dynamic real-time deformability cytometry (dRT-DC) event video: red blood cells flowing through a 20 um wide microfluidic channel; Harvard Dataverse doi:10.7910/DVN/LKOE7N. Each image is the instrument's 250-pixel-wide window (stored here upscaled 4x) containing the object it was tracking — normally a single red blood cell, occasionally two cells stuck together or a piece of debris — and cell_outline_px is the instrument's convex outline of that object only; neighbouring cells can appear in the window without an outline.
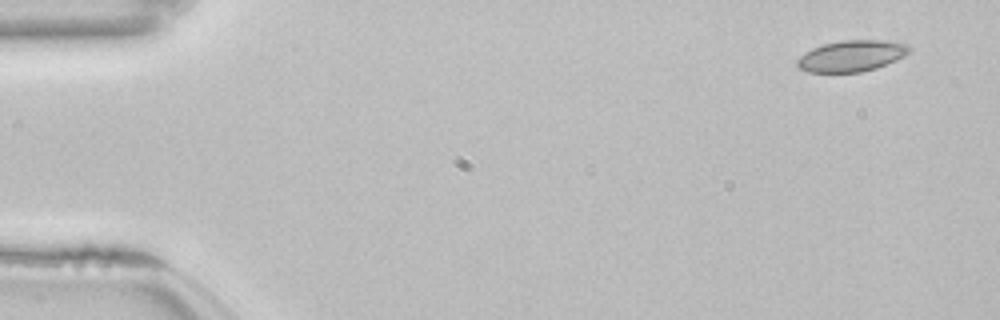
{"species": "common noctule bat (a hibernating species)", "species_latin": "Nyctalus noctula", "temperature_condition": "room temperature", "stored_images_in_passage": 12, "camera_frame_rate_fps": 3000, "um_per_image_px": 0.085, "animal": {"sex": "female", "body_mass_g": 22.7, "forearm_length_mm": 54.2}, "frame": {"image": 1, "passage_image": 1, "time_ms": 0.0, "image_size_px": [1000, 320], "cell_outline_px": [[912, 48], [904, 56], [896, 60], [876, 68], [860, 72], [808, 72], [800, 68], [796, 64], [796, 60], [800, 56], [812, 48], [824, 44], [840, 40], [884, 40], [908, 44]], "centroid_in_image_um": [72.39, 4.74], "position_along_channel_um": 12.6, "area_um2": 20.35}}